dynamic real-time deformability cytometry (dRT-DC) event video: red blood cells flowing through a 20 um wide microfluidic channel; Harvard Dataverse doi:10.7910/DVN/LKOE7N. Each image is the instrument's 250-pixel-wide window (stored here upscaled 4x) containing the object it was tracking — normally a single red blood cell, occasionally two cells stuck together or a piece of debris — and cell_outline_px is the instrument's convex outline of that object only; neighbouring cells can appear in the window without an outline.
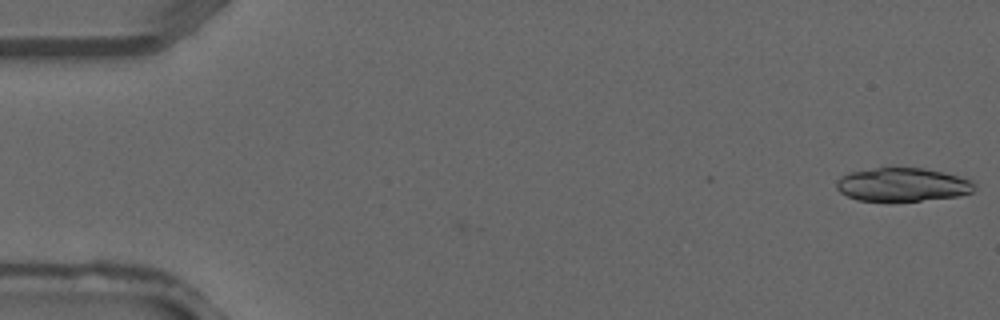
{"species": "common noctule bat (a hibernating species)", "species_latin": "Nyctalus noctula", "temperature_condition": "warm", "stored_images_in_passage": 2, "camera_frame_rate_fps": 3000, "um_per_image_px": 0.085, "animal": {"sex": "male", "forearm_length_mm": 52.5}, "frame": {"image": 1, "passage_image": 2, "time_ms": 0.333, "image_size_px": [1000, 320], "cell_outline_px": [[972, 192], [956, 196], [920, 200], [856, 200], [840, 192], [836, 188], [836, 180], [840, 176], [852, 172], [876, 168], [924, 168], [944, 172], [972, 180]], "centroid_in_image_um": [76.67, 15.68], "position_along_channel_um": 8.3, "area_um2": 26.41}}